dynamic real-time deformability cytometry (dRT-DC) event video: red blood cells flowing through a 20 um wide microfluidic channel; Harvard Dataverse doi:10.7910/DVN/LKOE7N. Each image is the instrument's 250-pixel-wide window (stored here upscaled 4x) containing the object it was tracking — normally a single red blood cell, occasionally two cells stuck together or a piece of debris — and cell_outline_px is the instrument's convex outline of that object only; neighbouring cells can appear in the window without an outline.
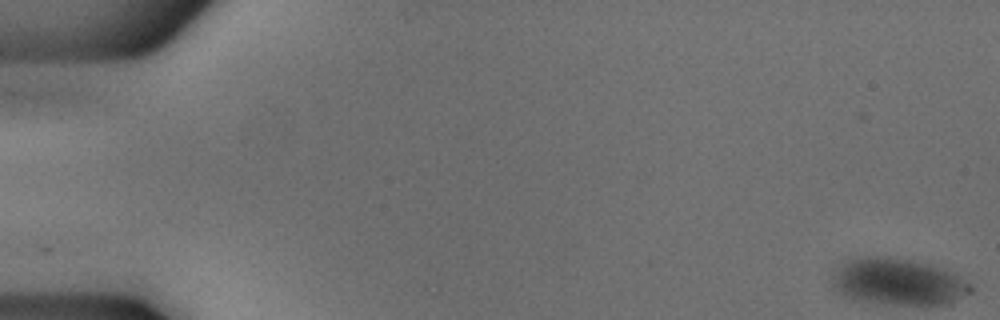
{"species": "common noctule bat (a hibernating species)", "species_latin": "Nyctalus noctula", "temperature_condition": "cold", "stored_images_in_passage": 54, "camera_frame_rate_fps": 3000, "um_per_image_px": 0.085, "animal": {"sex": "male", "body_mass_g": 18.8}, "frame": {"image": 1, "passage_image": 1, "time_ms": 0.0, "image_size_px": [1000, 320], "cell_outline_px": [[964, 296], [944, 304], [888, 304], [860, 300], [844, 296], [836, 292], [832, 288], [832, 276], [840, 264], [844, 260], [856, 256], [880, 256], [908, 260], [928, 264], [956, 272], [964, 280]], "centroid_in_image_um": [76.19, 23.92], "position_along_channel_um": 8.8, "area_um2": 37.11}}
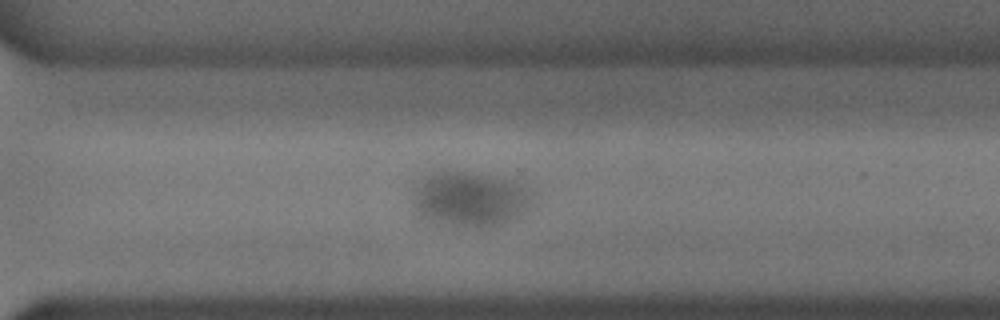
{"frame": {"image": 2, "passage_image": 39, "time_ms": 12.667, "image_size_px": [1000, 320], "cell_outline_px": [[532, 208], [520, 216], [496, 224], [440, 224], [428, 220], [420, 216], [416, 212], [412, 196], [412, 188], [424, 176], [432, 172], [464, 172], [500, 176], [516, 180], [524, 184], [532, 192]], "centroid_in_image_um": [39.96, 16.86], "position_along_channel_um": 330.6, "area_um2": 38.26}}